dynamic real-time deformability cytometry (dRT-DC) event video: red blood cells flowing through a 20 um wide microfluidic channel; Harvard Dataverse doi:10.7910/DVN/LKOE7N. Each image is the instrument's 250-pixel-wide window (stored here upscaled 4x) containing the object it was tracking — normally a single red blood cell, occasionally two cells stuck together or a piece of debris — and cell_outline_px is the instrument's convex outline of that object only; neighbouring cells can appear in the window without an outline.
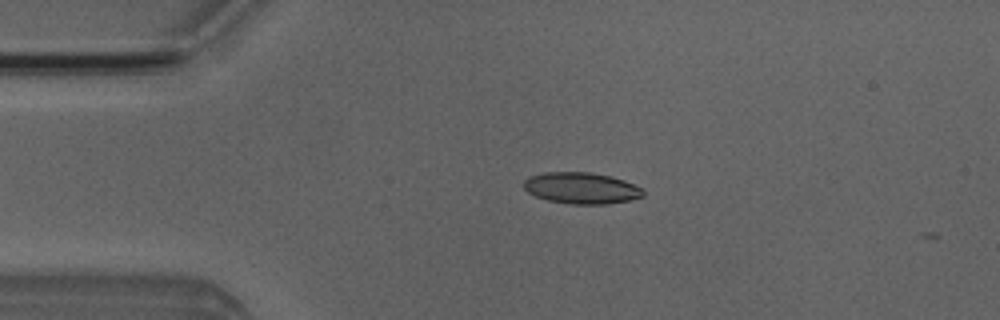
{"species": "Egyptian fruit bat (a non-hibernating species)", "species_latin": "Rousettus aegyptiacus", "temperature_condition": "room temperature", "stored_images_in_passage": 3, "camera_frame_rate_fps": 3000, "um_per_image_px": 0.085, "animal": {"sex": "male"}, "frame": {"image": 1, "passage_image": 2, "time_ms": 2.0, "image_size_px": [1000, 320], "cell_outline_px": [[644, 196], [628, 200], [604, 204], [572, 204], [548, 200], [536, 196], [528, 192], [524, 188], [524, 180], [528, 176], [544, 172], [588, 172], [608, 176], [624, 180], [640, 188], [644, 192]], "centroid_in_image_um": [49.37, 15.98], "position_along_channel_um": 35.6, "area_um2": 21.56}}